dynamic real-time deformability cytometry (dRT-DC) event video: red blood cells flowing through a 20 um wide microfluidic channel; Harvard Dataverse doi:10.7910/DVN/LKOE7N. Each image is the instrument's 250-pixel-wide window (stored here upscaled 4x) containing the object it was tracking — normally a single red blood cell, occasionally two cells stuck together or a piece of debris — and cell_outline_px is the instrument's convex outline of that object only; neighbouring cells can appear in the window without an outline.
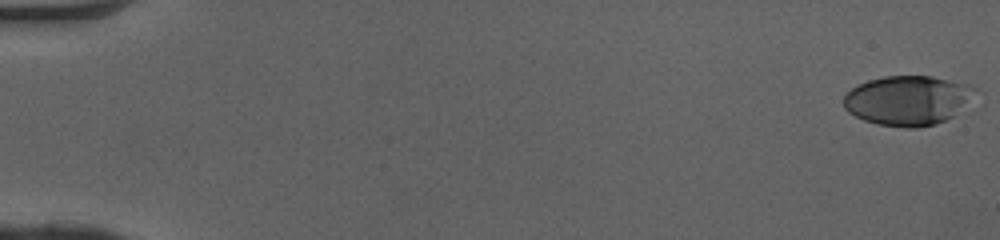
{"species": "human", "species_latin": "Homo sapiens", "temperature_condition": "cold", "stored_images_in_passage": 51, "camera_frame_rate_fps": 3000, "um_per_image_px": 0.085, "donor": {"sex": "female"}, "frame": {"image": 1, "passage_image": 1, "time_ms": 0.0, "image_size_px": [1000, 240], "cell_outline_px": [[984, 104], [936, 124], [916, 128], [904, 128], [876, 124], [864, 120], [848, 112], [844, 108], [844, 96], [852, 88], [868, 80], [884, 76], [932, 76], [968, 84], [984, 92]], "centroid_in_image_um": [77.45, 8.55], "position_along_channel_um": 7.5, "area_um2": 40.11}}
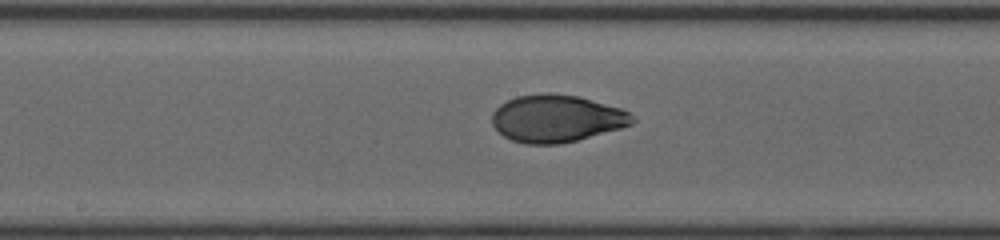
{"frame": {"image": 2, "passage_image": 28, "time_ms": 9.0, "image_size_px": [1000, 240], "cell_outline_px": [[636, 120], [632, 124], [620, 128], [576, 140], [560, 144], [524, 144], [512, 140], [504, 136], [492, 124], [492, 112], [500, 104], [516, 96], [548, 92], [580, 96], [620, 108], [628, 112]], "centroid_in_image_um": [47.28, 10.06], "position_along_channel_um": 200.9, "area_um2": 38.67}}
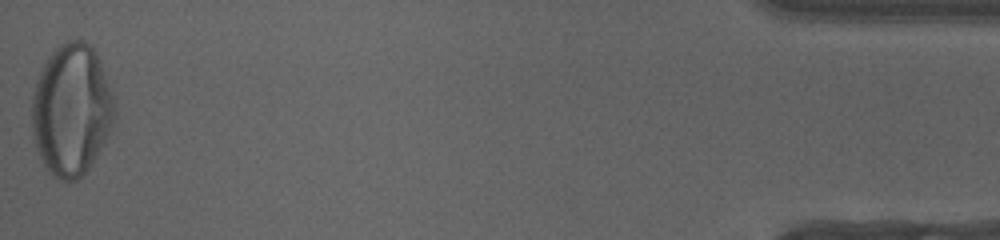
{"frame": {"image": 3, "passage_image": 51, "time_ms": 16.667, "image_size_px": [1000, 240], "cell_outline_px": [[116, 120], [104, 144], [92, 164], [76, 180], [68, 184], [52, 176], [48, 172], [36, 148], [32, 132], [32, 96], [36, 80], [48, 56], [60, 44], [68, 40], [84, 40], [96, 52], [116, 100]], "centroid_in_image_um": [6.1, 9.37], "position_along_channel_um": 429.1, "area_um2": 64.16}, "authors_computed_cell_mechanics": {"area_um2": 38.7838, "velocity_mm_per_s": 4.0967, "shape_relaxation_time_tau1_ms": 4.3598, "shape_relaxation_time_tau2_ms": null, "deformation_change_tau1": 0.2005, "deformation_change_tau2": null}}